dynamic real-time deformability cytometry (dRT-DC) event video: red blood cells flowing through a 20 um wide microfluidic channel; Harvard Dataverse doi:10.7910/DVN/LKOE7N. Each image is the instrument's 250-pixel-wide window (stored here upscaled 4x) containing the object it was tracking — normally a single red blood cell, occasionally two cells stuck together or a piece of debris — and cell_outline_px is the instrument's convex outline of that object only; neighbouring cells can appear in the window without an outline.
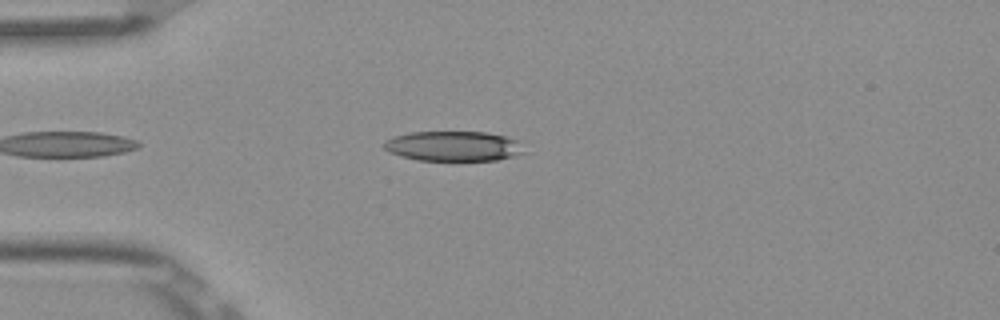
{"species": "Egyptian fruit bat (a non-hibernating species)", "species_latin": "Rousettus aegyptiacus", "temperature_condition": "room temperature", "stored_images_in_passage": 41, "camera_frame_rate_fps": 3000, "um_per_image_px": 0.085, "frame": {"image": 1, "passage_image": 6, "time_ms": 1.667, "image_size_px": [1000, 320], "cell_outline_px": [[528, 152], [516, 156], [496, 160], [416, 160], [400, 156], [388, 152], [384, 148], [384, 140], [396, 136], [412, 132], [484, 132], [524, 140]], "centroid_in_image_um": [38.66, 12.42], "position_along_channel_um": 46.3, "area_um2": 24.97}}
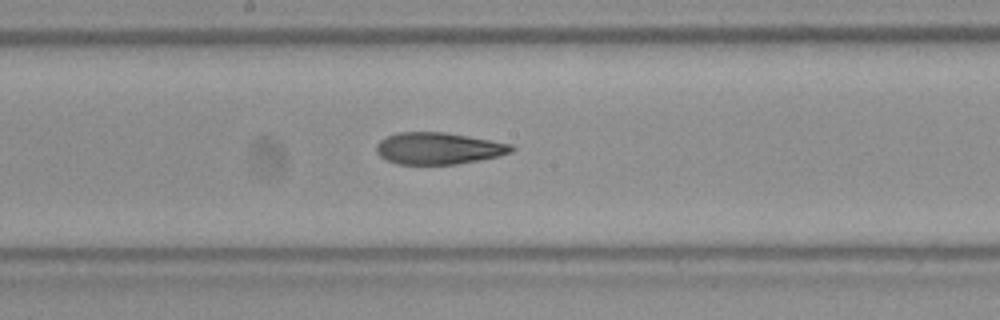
{"frame": {"image": 2, "passage_image": 20, "time_ms": 6.333, "image_size_px": [1000, 320], "cell_outline_px": [[516, 148], [512, 152], [500, 156], [480, 160], [456, 164], [396, 164], [380, 156], [376, 152], [376, 144], [380, 140], [396, 132], [444, 132], [468, 136], [512, 144]], "centroid_in_image_um": [37.28, 12.61], "position_along_channel_um": 210.9, "area_um2": 25.09}}
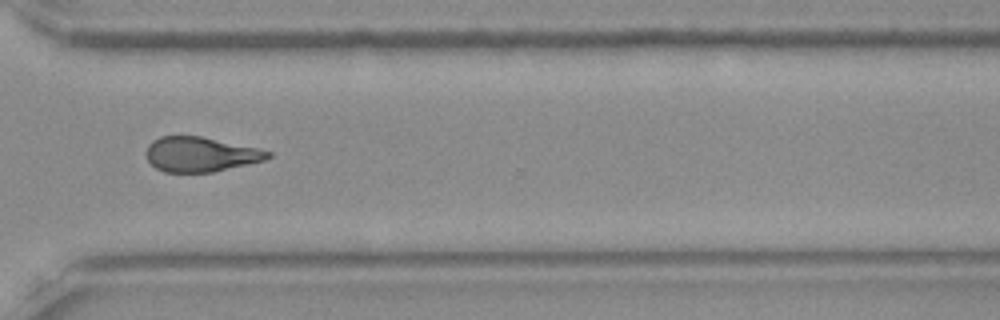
{"frame": {"image": 3, "passage_image": 31, "time_ms": 10.0, "image_size_px": [1000, 320], "cell_outline_px": [[272, 156], [264, 160], [248, 164], [212, 172], [164, 172], [156, 168], [148, 160], [144, 152], [148, 144], [152, 140], [160, 136], [200, 136], [260, 148], [272, 152]], "centroid_in_image_um": [17.03, 13.11], "position_along_channel_um": 353.6, "area_um2": 24.8}, "authors_computed_cell_mechanics": {"area_um2": 25.432, "velocity_mm_per_s": 3.8938, "shape_relaxation_time_tau1_ms": 7.188, "shape_relaxation_time_tau2_ms": 1.9252, "deformation_change_tau1": 0.2064, "deformation_change_tau2": 0.1054}}